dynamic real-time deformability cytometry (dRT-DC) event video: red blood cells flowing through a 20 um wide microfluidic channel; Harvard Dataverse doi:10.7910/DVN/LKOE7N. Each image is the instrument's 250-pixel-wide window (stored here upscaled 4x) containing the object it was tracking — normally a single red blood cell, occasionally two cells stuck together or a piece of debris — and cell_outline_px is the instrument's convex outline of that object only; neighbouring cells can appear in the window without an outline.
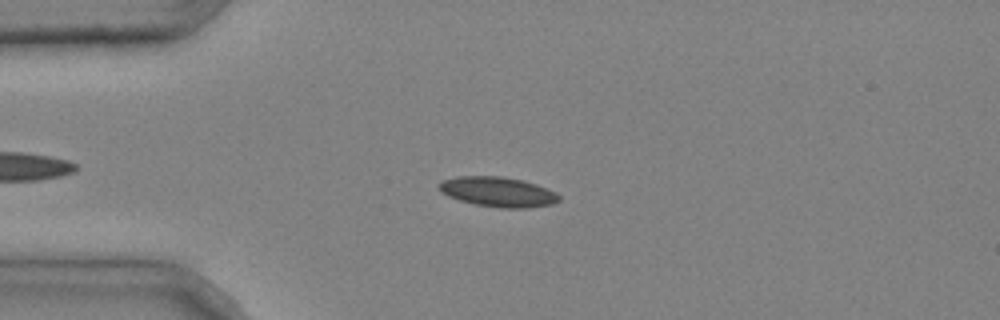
{"species": "common noctule bat (a hibernating species)", "species_latin": "Nyctalus noctula", "temperature_condition": "cold", "stored_images_in_passage": 4, "camera_frame_rate_fps": 3000, "um_per_image_px": 0.085, "animal": {"sex": "male", "body_mass_g": 20.4}, "frame": {"image": 1, "passage_image": 3, "time_ms": 0.667, "image_size_px": [1000, 320], "cell_outline_px": [[560, 200], [552, 204], [528, 208], [500, 208], [476, 204], [460, 200], [448, 196], [440, 192], [436, 184], [444, 180], [456, 176], [500, 176], [524, 180], [536, 184], [556, 192], [560, 196]], "centroid_in_image_um": [42.32, 16.3], "position_along_channel_um": 42.7, "area_um2": 21.04}}
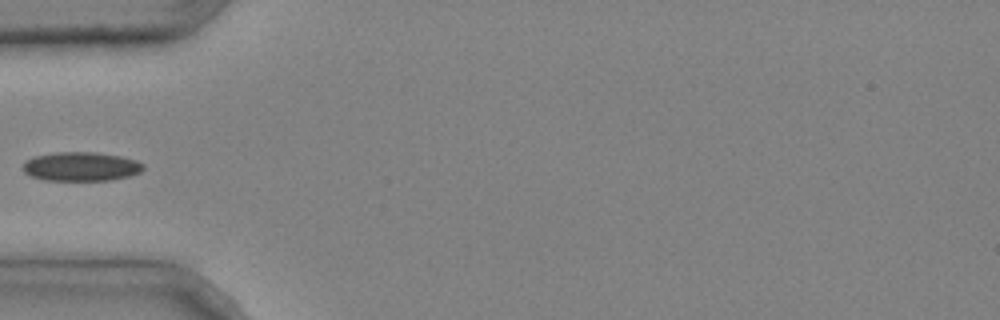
{"frame": {"image": 2, "passage_image": 4, "time_ms": 1.0, "image_size_px": [1000, 320], "cell_outline_px": [[144, 168], [140, 172], [128, 176], [112, 180], [44, 180], [32, 176], [24, 172], [20, 168], [24, 160], [36, 156], [56, 152], [96, 152], [120, 156], [136, 160], [144, 164]], "centroid_in_image_um": [6.86, 14.15], "position_along_channel_um": 78.1, "area_um2": 20.46}}